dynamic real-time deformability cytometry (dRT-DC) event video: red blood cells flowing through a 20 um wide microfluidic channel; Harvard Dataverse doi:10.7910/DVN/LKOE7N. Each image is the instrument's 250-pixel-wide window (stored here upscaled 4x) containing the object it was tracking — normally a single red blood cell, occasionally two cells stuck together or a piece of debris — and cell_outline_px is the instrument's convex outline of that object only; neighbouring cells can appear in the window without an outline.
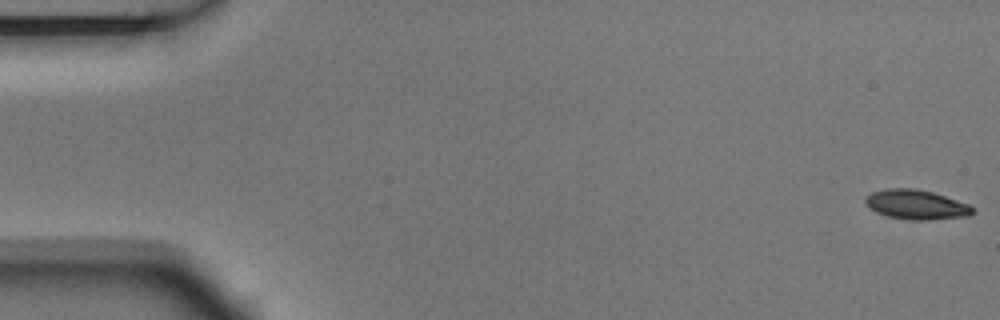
{"species": "Egyptian fruit bat (a non-hibernating species)", "species_latin": "Rousettus aegyptiacus", "temperature_condition": "room temperature", "stored_images_in_passage": 6, "camera_frame_rate_fps": 3000, "um_per_image_px": 0.085, "animal": {"sex": "male"}, "frame": {"image": 1, "passage_image": 1, "time_ms": 0.0, "image_size_px": [1000, 320], "cell_outline_px": [[972, 212], [968, 216], [928, 220], [912, 220], [888, 216], [876, 212], [868, 208], [864, 204], [864, 196], [872, 192], [884, 188], [916, 188], [932, 192], [968, 204], [972, 208]], "centroid_in_image_um": [77.79, 17.38], "position_along_channel_um": 7.2, "area_um2": 18.5}}
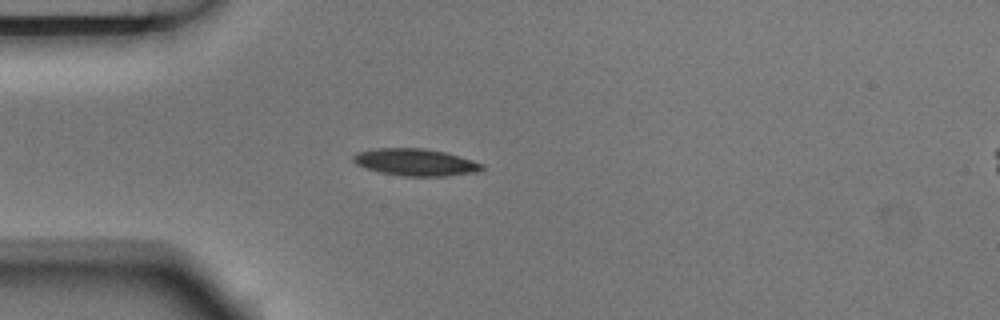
{"frame": {"image": 2, "passage_image": 5, "time_ms": 1.333, "image_size_px": [1000, 320], "cell_outline_px": [[484, 168], [476, 172], [448, 176], [404, 176], [380, 172], [364, 168], [356, 164], [352, 160], [352, 156], [360, 152], [376, 148], [424, 148], [444, 152], [460, 156], [484, 164]], "centroid_in_image_um": [35.32, 13.79], "position_along_channel_um": 49.7, "area_um2": 20.29}}